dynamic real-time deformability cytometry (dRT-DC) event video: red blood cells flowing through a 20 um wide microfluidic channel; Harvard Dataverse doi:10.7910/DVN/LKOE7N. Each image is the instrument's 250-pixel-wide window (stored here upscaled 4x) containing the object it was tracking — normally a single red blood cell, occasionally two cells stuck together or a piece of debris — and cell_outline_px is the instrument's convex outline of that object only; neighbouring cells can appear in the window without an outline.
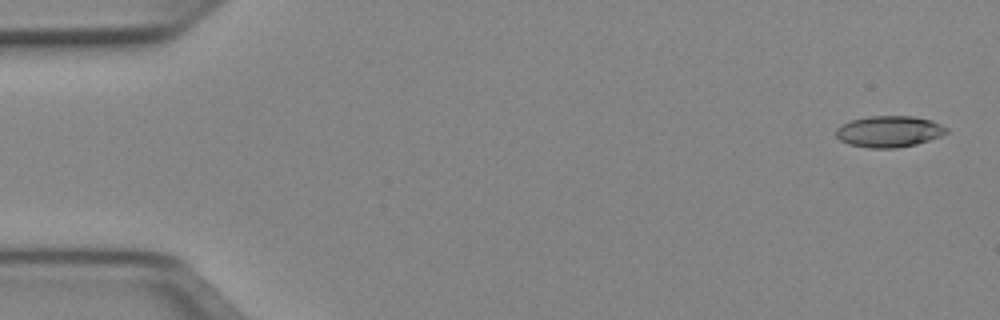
{"species": "Egyptian fruit bat (a non-hibernating species)", "species_latin": "Rousettus aegyptiacus", "temperature_condition": "cold", "stored_images_in_passage": 5, "segment_of_instrument_passage": [1, 2], "camera_frame_rate_fps": 3000, "um_per_image_px": 0.085, "animal": {"sex": "female"}, "frame": {"image": 1, "passage_image": 1, "time_ms": 0.0, "image_size_px": [1000, 320], "cell_outline_px": [[948, 132], [940, 136], [916, 144], [896, 148], [868, 148], [848, 144], [840, 140], [836, 136], [836, 128], [840, 124], [852, 120], [868, 116], [912, 116], [932, 120], [948, 128]], "centroid_in_image_um": [75.55, 11.17], "position_along_channel_um": 9.4, "area_um2": 20.23}}
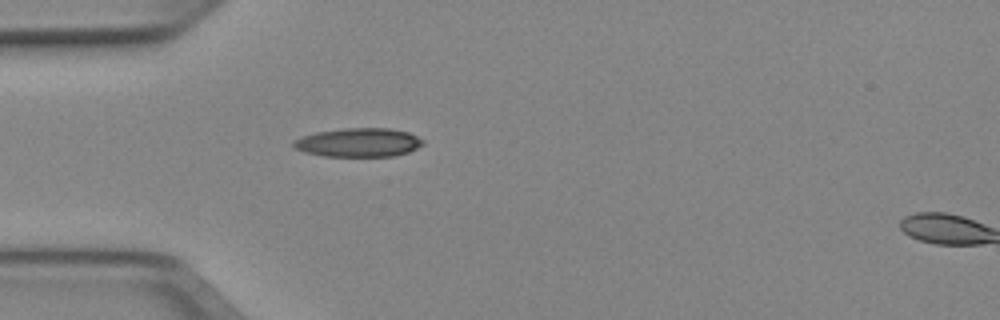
{"frame": {"image": 2, "passage_image": 4, "time_ms": 1.0, "image_size_px": [1000, 320], "cell_outline_px": [[424, 144], [408, 152], [392, 156], [324, 156], [304, 152], [296, 148], [292, 144], [292, 140], [316, 132], [344, 128], [388, 128], [408, 132], [424, 140]], "centroid_in_image_um": [30.47, 12.11], "position_along_channel_um": 54.5, "area_um2": 21.62}}